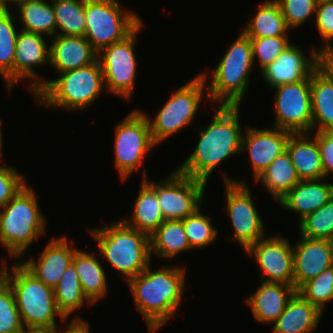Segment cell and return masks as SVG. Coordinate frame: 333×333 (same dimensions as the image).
<instances>
[{
	"mask_svg": "<svg viewBox=\"0 0 333 333\" xmlns=\"http://www.w3.org/2000/svg\"><path fill=\"white\" fill-rule=\"evenodd\" d=\"M25 332L13 289L10 285H0V333Z\"/></svg>",
	"mask_w": 333,
	"mask_h": 333,
	"instance_id": "cell-39",
	"label": "cell"
},
{
	"mask_svg": "<svg viewBox=\"0 0 333 333\" xmlns=\"http://www.w3.org/2000/svg\"><path fill=\"white\" fill-rule=\"evenodd\" d=\"M144 168L141 188L136 198L131 220L122 219L129 227L149 236L165 221L156 193V183L147 179Z\"/></svg>",
	"mask_w": 333,
	"mask_h": 333,
	"instance_id": "cell-24",
	"label": "cell"
},
{
	"mask_svg": "<svg viewBox=\"0 0 333 333\" xmlns=\"http://www.w3.org/2000/svg\"><path fill=\"white\" fill-rule=\"evenodd\" d=\"M259 181L278 202L299 183L300 178L288 152L284 151L255 180L256 183Z\"/></svg>",
	"mask_w": 333,
	"mask_h": 333,
	"instance_id": "cell-29",
	"label": "cell"
},
{
	"mask_svg": "<svg viewBox=\"0 0 333 333\" xmlns=\"http://www.w3.org/2000/svg\"><path fill=\"white\" fill-rule=\"evenodd\" d=\"M35 195L33 188L25 184L0 208V244L15 258L24 256L27 247L46 230V221Z\"/></svg>",
	"mask_w": 333,
	"mask_h": 333,
	"instance_id": "cell-5",
	"label": "cell"
},
{
	"mask_svg": "<svg viewBox=\"0 0 333 333\" xmlns=\"http://www.w3.org/2000/svg\"><path fill=\"white\" fill-rule=\"evenodd\" d=\"M63 333H91L88 323L82 318H74Z\"/></svg>",
	"mask_w": 333,
	"mask_h": 333,
	"instance_id": "cell-46",
	"label": "cell"
},
{
	"mask_svg": "<svg viewBox=\"0 0 333 333\" xmlns=\"http://www.w3.org/2000/svg\"><path fill=\"white\" fill-rule=\"evenodd\" d=\"M249 21L243 29L249 38L288 36L287 31H290L276 0L264 1Z\"/></svg>",
	"mask_w": 333,
	"mask_h": 333,
	"instance_id": "cell-31",
	"label": "cell"
},
{
	"mask_svg": "<svg viewBox=\"0 0 333 333\" xmlns=\"http://www.w3.org/2000/svg\"><path fill=\"white\" fill-rule=\"evenodd\" d=\"M333 197V183L300 180L278 203L285 209L299 213L300 221L318 210Z\"/></svg>",
	"mask_w": 333,
	"mask_h": 333,
	"instance_id": "cell-23",
	"label": "cell"
},
{
	"mask_svg": "<svg viewBox=\"0 0 333 333\" xmlns=\"http://www.w3.org/2000/svg\"><path fill=\"white\" fill-rule=\"evenodd\" d=\"M19 19L23 23L24 31L42 35H56V18L53 4L44 0H25L18 3Z\"/></svg>",
	"mask_w": 333,
	"mask_h": 333,
	"instance_id": "cell-32",
	"label": "cell"
},
{
	"mask_svg": "<svg viewBox=\"0 0 333 333\" xmlns=\"http://www.w3.org/2000/svg\"><path fill=\"white\" fill-rule=\"evenodd\" d=\"M98 60V52L84 36L55 35L49 64L57 73L86 67Z\"/></svg>",
	"mask_w": 333,
	"mask_h": 333,
	"instance_id": "cell-21",
	"label": "cell"
},
{
	"mask_svg": "<svg viewBox=\"0 0 333 333\" xmlns=\"http://www.w3.org/2000/svg\"><path fill=\"white\" fill-rule=\"evenodd\" d=\"M1 263L0 285H10L13 289L26 330L58 328L55 320L57 315L61 323H65L66 319L57 309L52 287L36 279L21 263L13 265L12 272H9L6 260Z\"/></svg>",
	"mask_w": 333,
	"mask_h": 333,
	"instance_id": "cell-3",
	"label": "cell"
},
{
	"mask_svg": "<svg viewBox=\"0 0 333 333\" xmlns=\"http://www.w3.org/2000/svg\"><path fill=\"white\" fill-rule=\"evenodd\" d=\"M56 18V35L84 36L85 0H52Z\"/></svg>",
	"mask_w": 333,
	"mask_h": 333,
	"instance_id": "cell-34",
	"label": "cell"
},
{
	"mask_svg": "<svg viewBox=\"0 0 333 333\" xmlns=\"http://www.w3.org/2000/svg\"><path fill=\"white\" fill-rule=\"evenodd\" d=\"M184 281L183 267L168 266L152 271L149 265L127 282L149 333L159 330L177 312L185 288Z\"/></svg>",
	"mask_w": 333,
	"mask_h": 333,
	"instance_id": "cell-2",
	"label": "cell"
},
{
	"mask_svg": "<svg viewBox=\"0 0 333 333\" xmlns=\"http://www.w3.org/2000/svg\"><path fill=\"white\" fill-rule=\"evenodd\" d=\"M300 235L309 239L333 240V197L299 222Z\"/></svg>",
	"mask_w": 333,
	"mask_h": 333,
	"instance_id": "cell-36",
	"label": "cell"
},
{
	"mask_svg": "<svg viewBox=\"0 0 333 333\" xmlns=\"http://www.w3.org/2000/svg\"><path fill=\"white\" fill-rule=\"evenodd\" d=\"M10 11L5 9L0 14V76L4 78L8 90L14 85V56L18 36Z\"/></svg>",
	"mask_w": 333,
	"mask_h": 333,
	"instance_id": "cell-35",
	"label": "cell"
},
{
	"mask_svg": "<svg viewBox=\"0 0 333 333\" xmlns=\"http://www.w3.org/2000/svg\"><path fill=\"white\" fill-rule=\"evenodd\" d=\"M25 184V179L16 169L0 164V208L6 205Z\"/></svg>",
	"mask_w": 333,
	"mask_h": 333,
	"instance_id": "cell-42",
	"label": "cell"
},
{
	"mask_svg": "<svg viewBox=\"0 0 333 333\" xmlns=\"http://www.w3.org/2000/svg\"><path fill=\"white\" fill-rule=\"evenodd\" d=\"M83 293L94 304L107 293V278L104 269L94 255L81 250L74 254L73 261Z\"/></svg>",
	"mask_w": 333,
	"mask_h": 333,
	"instance_id": "cell-27",
	"label": "cell"
},
{
	"mask_svg": "<svg viewBox=\"0 0 333 333\" xmlns=\"http://www.w3.org/2000/svg\"><path fill=\"white\" fill-rule=\"evenodd\" d=\"M90 231L99 246L98 255L122 273L128 282L151 265L149 235L122 220Z\"/></svg>",
	"mask_w": 333,
	"mask_h": 333,
	"instance_id": "cell-4",
	"label": "cell"
},
{
	"mask_svg": "<svg viewBox=\"0 0 333 333\" xmlns=\"http://www.w3.org/2000/svg\"><path fill=\"white\" fill-rule=\"evenodd\" d=\"M310 87L312 131L333 130V84L316 69L311 74Z\"/></svg>",
	"mask_w": 333,
	"mask_h": 333,
	"instance_id": "cell-28",
	"label": "cell"
},
{
	"mask_svg": "<svg viewBox=\"0 0 333 333\" xmlns=\"http://www.w3.org/2000/svg\"><path fill=\"white\" fill-rule=\"evenodd\" d=\"M317 70L333 84V49L318 51Z\"/></svg>",
	"mask_w": 333,
	"mask_h": 333,
	"instance_id": "cell-45",
	"label": "cell"
},
{
	"mask_svg": "<svg viewBox=\"0 0 333 333\" xmlns=\"http://www.w3.org/2000/svg\"><path fill=\"white\" fill-rule=\"evenodd\" d=\"M49 50L50 47H47L44 35L24 30L18 31L14 56V84L23 78L35 79V81L32 79L30 89L36 96L43 89V79L33 68L49 63Z\"/></svg>",
	"mask_w": 333,
	"mask_h": 333,
	"instance_id": "cell-17",
	"label": "cell"
},
{
	"mask_svg": "<svg viewBox=\"0 0 333 333\" xmlns=\"http://www.w3.org/2000/svg\"><path fill=\"white\" fill-rule=\"evenodd\" d=\"M296 292L292 285L262 281L246 303L257 321L273 324Z\"/></svg>",
	"mask_w": 333,
	"mask_h": 333,
	"instance_id": "cell-22",
	"label": "cell"
},
{
	"mask_svg": "<svg viewBox=\"0 0 333 333\" xmlns=\"http://www.w3.org/2000/svg\"><path fill=\"white\" fill-rule=\"evenodd\" d=\"M245 252L255 257L262 270L260 275L262 281L294 286L293 246L287 239L280 235L263 237L249 246Z\"/></svg>",
	"mask_w": 333,
	"mask_h": 333,
	"instance_id": "cell-15",
	"label": "cell"
},
{
	"mask_svg": "<svg viewBox=\"0 0 333 333\" xmlns=\"http://www.w3.org/2000/svg\"><path fill=\"white\" fill-rule=\"evenodd\" d=\"M300 180L324 179L321 155L317 140L308 133L291 134L286 145Z\"/></svg>",
	"mask_w": 333,
	"mask_h": 333,
	"instance_id": "cell-25",
	"label": "cell"
},
{
	"mask_svg": "<svg viewBox=\"0 0 333 333\" xmlns=\"http://www.w3.org/2000/svg\"><path fill=\"white\" fill-rule=\"evenodd\" d=\"M250 42L253 62L259 57L261 70L272 64L290 45L288 36L250 38Z\"/></svg>",
	"mask_w": 333,
	"mask_h": 333,
	"instance_id": "cell-40",
	"label": "cell"
},
{
	"mask_svg": "<svg viewBox=\"0 0 333 333\" xmlns=\"http://www.w3.org/2000/svg\"><path fill=\"white\" fill-rule=\"evenodd\" d=\"M2 129H1V122H0V159H1V151H2V131H1ZM1 163V162H0Z\"/></svg>",
	"mask_w": 333,
	"mask_h": 333,
	"instance_id": "cell-49",
	"label": "cell"
},
{
	"mask_svg": "<svg viewBox=\"0 0 333 333\" xmlns=\"http://www.w3.org/2000/svg\"><path fill=\"white\" fill-rule=\"evenodd\" d=\"M320 48L314 47L309 58L296 46L289 45L270 65L262 70L267 85L276 87L281 84H294L311 77L317 69V54Z\"/></svg>",
	"mask_w": 333,
	"mask_h": 333,
	"instance_id": "cell-18",
	"label": "cell"
},
{
	"mask_svg": "<svg viewBox=\"0 0 333 333\" xmlns=\"http://www.w3.org/2000/svg\"><path fill=\"white\" fill-rule=\"evenodd\" d=\"M331 266H333V250L330 240L309 239L301 236V240L293 246L296 290Z\"/></svg>",
	"mask_w": 333,
	"mask_h": 333,
	"instance_id": "cell-19",
	"label": "cell"
},
{
	"mask_svg": "<svg viewBox=\"0 0 333 333\" xmlns=\"http://www.w3.org/2000/svg\"><path fill=\"white\" fill-rule=\"evenodd\" d=\"M5 10V8L0 3V14Z\"/></svg>",
	"mask_w": 333,
	"mask_h": 333,
	"instance_id": "cell-50",
	"label": "cell"
},
{
	"mask_svg": "<svg viewBox=\"0 0 333 333\" xmlns=\"http://www.w3.org/2000/svg\"><path fill=\"white\" fill-rule=\"evenodd\" d=\"M224 176L226 189V211L233 226V240L245 251L264 236V223L256 210L250 189L244 182Z\"/></svg>",
	"mask_w": 333,
	"mask_h": 333,
	"instance_id": "cell-12",
	"label": "cell"
},
{
	"mask_svg": "<svg viewBox=\"0 0 333 333\" xmlns=\"http://www.w3.org/2000/svg\"><path fill=\"white\" fill-rule=\"evenodd\" d=\"M150 251L163 258L192 250L182 220H165L150 236Z\"/></svg>",
	"mask_w": 333,
	"mask_h": 333,
	"instance_id": "cell-30",
	"label": "cell"
},
{
	"mask_svg": "<svg viewBox=\"0 0 333 333\" xmlns=\"http://www.w3.org/2000/svg\"><path fill=\"white\" fill-rule=\"evenodd\" d=\"M297 292L323 312L324 306L333 300V266L304 283Z\"/></svg>",
	"mask_w": 333,
	"mask_h": 333,
	"instance_id": "cell-38",
	"label": "cell"
},
{
	"mask_svg": "<svg viewBox=\"0 0 333 333\" xmlns=\"http://www.w3.org/2000/svg\"><path fill=\"white\" fill-rule=\"evenodd\" d=\"M253 65L250 38L242 31L231 43L216 66L212 81L206 86V95L210 101L221 105L240 106L248 88V77Z\"/></svg>",
	"mask_w": 333,
	"mask_h": 333,
	"instance_id": "cell-7",
	"label": "cell"
},
{
	"mask_svg": "<svg viewBox=\"0 0 333 333\" xmlns=\"http://www.w3.org/2000/svg\"><path fill=\"white\" fill-rule=\"evenodd\" d=\"M322 314L315 305L296 292L284 312L273 323L272 333H313Z\"/></svg>",
	"mask_w": 333,
	"mask_h": 333,
	"instance_id": "cell-26",
	"label": "cell"
},
{
	"mask_svg": "<svg viewBox=\"0 0 333 333\" xmlns=\"http://www.w3.org/2000/svg\"><path fill=\"white\" fill-rule=\"evenodd\" d=\"M25 1V0H0L1 5L5 8V9H9V5L8 3H14L15 5H17L18 3Z\"/></svg>",
	"mask_w": 333,
	"mask_h": 333,
	"instance_id": "cell-48",
	"label": "cell"
},
{
	"mask_svg": "<svg viewBox=\"0 0 333 333\" xmlns=\"http://www.w3.org/2000/svg\"><path fill=\"white\" fill-rule=\"evenodd\" d=\"M102 89H106L104 76L97 60L86 67L59 73L56 80L43 81V89L35 97L41 106L77 111L95 102Z\"/></svg>",
	"mask_w": 333,
	"mask_h": 333,
	"instance_id": "cell-6",
	"label": "cell"
},
{
	"mask_svg": "<svg viewBox=\"0 0 333 333\" xmlns=\"http://www.w3.org/2000/svg\"><path fill=\"white\" fill-rule=\"evenodd\" d=\"M55 302L58 311L67 318L71 313L83 306L85 301L91 304L85 297L76 268L71 263L62 274L59 283L53 288Z\"/></svg>",
	"mask_w": 333,
	"mask_h": 333,
	"instance_id": "cell-33",
	"label": "cell"
},
{
	"mask_svg": "<svg viewBox=\"0 0 333 333\" xmlns=\"http://www.w3.org/2000/svg\"><path fill=\"white\" fill-rule=\"evenodd\" d=\"M210 216L201 213L198 208L190 216L183 219V226L191 248L209 246L217 237V229L210 223Z\"/></svg>",
	"mask_w": 333,
	"mask_h": 333,
	"instance_id": "cell-37",
	"label": "cell"
},
{
	"mask_svg": "<svg viewBox=\"0 0 333 333\" xmlns=\"http://www.w3.org/2000/svg\"><path fill=\"white\" fill-rule=\"evenodd\" d=\"M313 136L318 143L324 176L326 178L333 172V130L316 132Z\"/></svg>",
	"mask_w": 333,
	"mask_h": 333,
	"instance_id": "cell-44",
	"label": "cell"
},
{
	"mask_svg": "<svg viewBox=\"0 0 333 333\" xmlns=\"http://www.w3.org/2000/svg\"><path fill=\"white\" fill-rule=\"evenodd\" d=\"M275 88L274 127L292 134L312 130V102L310 77L294 84H281Z\"/></svg>",
	"mask_w": 333,
	"mask_h": 333,
	"instance_id": "cell-13",
	"label": "cell"
},
{
	"mask_svg": "<svg viewBox=\"0 0 333 333\" xmlns=\"http://www.w3.org/2000/svg\"><path fill=\"white\" fill-rule=\"evenodd\" d=\"M71 245L73 243L69 244L66 236L53 238L48 242L37 262L36 259L31 258L22 261L21 265L36 279L54 288L78 250Z\"/></svg>",
	"mask_w": 333,
	"mask_h": 333,
	"instance_id": "cell-20",
	"label": "cell"
},
{
	"mask_svg": "<svg viewBox=\"0 0 333 333\" xmlns=\"http://www.w3.org/2000/svg\"><path fill=\"white\" fill-rule=\"evenodd\" d=\"M206 76V74L200 73L174 91L153 121L147 116L151 135L156 145L191 124L198 113L200 103L203 98L207 97L203 95L207 93V91L204 93Z\"/></svg>",
	"mask_w": 333,
	"mask_h": 333,
	"instance_id": "cell-9",
	"label": "cell"
},
{
	"mask_svg": "<svg viewBox=\"0 0 333 333\" xmlns=\"http://www.w3.org/2000/svg\"><path fill=\"white\" fill-rule=\"evenodd\" d=\"M114 140L115 165L122 181L142 165L146 154L156 145L147 115L138 109L116 126Z\"/></svg>",
	"mask_w": 333,
	"mask_h": 333,
	"instance_id": "cell-10",
	"label": "cell"
},
{
	"mask_svg": "<svg viewBox=\"0 0 333 333\" xmlns=\"http://www.w3.org/2000/svg\"><path fill=\"white\" fill-rule=\"evenodd\" d=\"M292 133L273 129L247 128L242 135L241 152L248 151L254 177L258 176L284 151Z\"/></svg>",
	"mask_w": 333,
	"mask_h": 333,
	"instance_id": "cell-16",
	"label": "cell"
},
{
	"mask_svg": "<svg viewBox=\"0 0 333 333\" xmlns=\"http://www.w3.org/2000/svg\"><path fill=\"white\" fill-rule=\"evenodd\" d=\"M281 8L287 27L298 28L315 15L318 0H276Z\"/></svg>",
	"mask_w": 333,
	"mask_h": 333,
	"instance_id": "cell-41",
	"label": "cell"
},
{
	"mask_svg": "<svg viewBox=\"0 0 333 333\" xmlns=\"http://www.w3.org/2000/svg\"><path fill=\"white\" fill-rule=\"evenodd\" d=\"M206 182L175 170L156 183V193L165 220H183L200 208Z\"/></svg>",
	"mask_w": 333,
	"mask_h": 333,
	"instance_id": "cell-14",
	"label": "cell"
},
{
	"mask_svg": "<svg viewBox=\"0 0 333 333\" xmlns=\"http://www.w3.org/2000/svg\"><path fill=\"white\" fill-rule=\"evenodd\" d=\"M58 328L55 329H39V330H26L25 333H58Z\"/></svg>",
	"mask_w": 333,
	"mask_h": 333,
	"instance_id": "cell-47",
	"label": "cell"
},
{
	"mask_svg": "<svg viewBox=\"0 0 333 333\" xmlns=\"http://www.w3.org/2000/svg\"><path fill=\"white\" fill-rule=\"evenodd\" d=\"M315 14L317 30L324 40L320 50L333 49V0H318Z\"/></svg>",
	"mask_w": 333,
	"mask_h": 333,
	"instance_id": "cell-43",
	"label": "cell"
},
{
	"mask_svg": "<svg viewBox=\"0 0 333 333\" xmlns=\"http://www.w3.org/2000/svg\"><path fill=\"white\" fill-rule=\"evenodd\" d=\"M84 37L99 53L127 37L141 22L135 13L122 10L117 0H85Z\"/></svg>",
	"mask_w": 333,
	"mask_h": 333,
	"instance_id": "cell-8",
	"label": "cell"
},
{
	"mask_svg": "<svg viewBox=\"0 0 333 333\" xmlns=\"http://www.w3.org/2000/svg\"><path fill=\"white\" fill-rule=\"evenodd\" d=\"M142 23L143 21L123 40L114 42L98 53L106 89L124 99L132 96L137 67L134 46Z\"/></svg>",
	"mask_w": 333,
	"mask_h": 333,
	"instance_id": "cell-11",
	"label": "cell"
},
{
	"mask_svg": "<svg viewBox=\"0 0 333 333\" xmlns=\"http://www.w3.org/2000/svg\"><path fill=\"white\" fill-rule=\"evenodd\" d=\"M239 107L220 105L209 126L201 130L196 148L177 171L208 182L213 170L236 153H241L242 131Z\"/></svg>",
	"mask_w": 333,
	"mask_h": 333,
	"instance_id": "cell-1",
	"label": "cell"
}]
</instances>
